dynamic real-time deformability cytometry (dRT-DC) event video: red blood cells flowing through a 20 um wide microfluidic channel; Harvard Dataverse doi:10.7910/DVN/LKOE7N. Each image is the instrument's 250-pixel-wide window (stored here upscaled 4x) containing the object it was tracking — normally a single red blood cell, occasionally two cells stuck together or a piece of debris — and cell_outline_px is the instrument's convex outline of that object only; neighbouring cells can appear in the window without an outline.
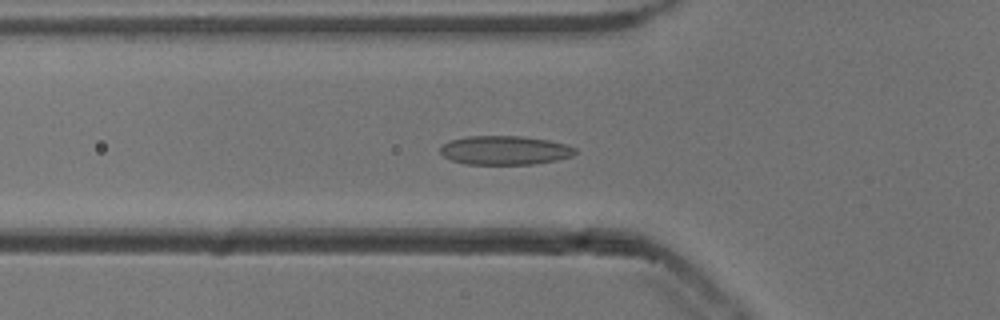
{"species": "common noctule bat (a hibernating species)", "species_latin": "Nyctalus noctula", "temperature_condition": "cold", "stored_images_in_passage": 53, "camera_frame_rate_fps": 3000, "um_per_image_px": 0.085, "animal": {"sex": "male", "body_mass_g": 13.3}, "frame": {"image": 1, "passage_image": 18, "time_ms": 5.667, "image_size_px": [1000, 320], "cell_outline_px": [[576, 152], [572, 156], [556, 160], [532, 164], [468, 164], [452, 160], [444, 156], [440, 152], [440, 148], [448, 140], [468, 136], [524, 136], [548, 140], [568, 144], [576, 148]], "centroid_in_image_um": [42.93, 12.76], "position_along_channel_um": 82.9, "area_um2": 22.77}}
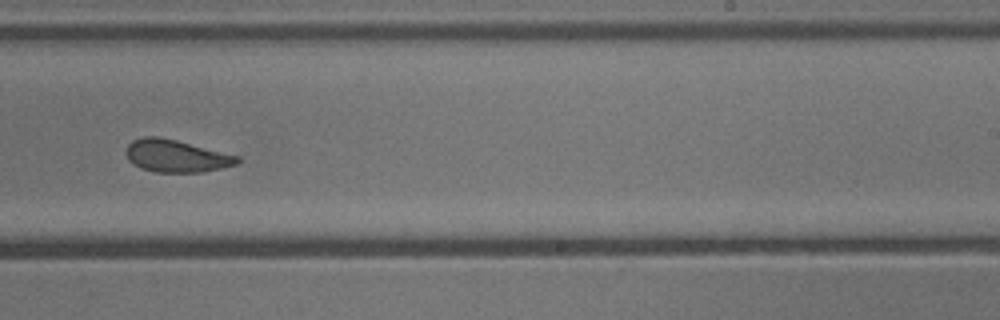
{"frame": {"image": 2, "passage_image": 33, "time_ms": 10.667, "image_size_px": [1000, 320], "cell_outline_px": [[240, 160], [236, 164], [224, 168], [200, 172], [156, 172], [140, 168], [132, 164], [128, 160], [128, 144], [132, 140], [144, 136], [156, 136], [176, 140], [240, 156]], "centroid_in_image_um": [14.99, 13.26], "position_along_channel_um": 274.0, "area_um2": 20.92}}
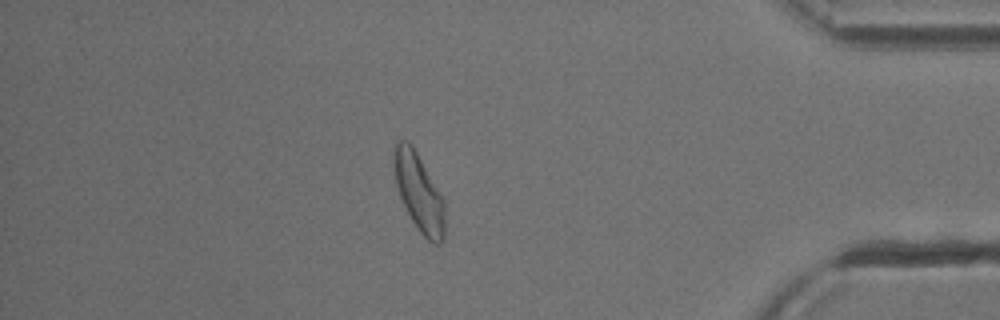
{"frame": {"image": 3, "passage_image": 46, "time_ms": 15.0, "image_size_px": [1000, 320], "cell_outline_px": [[444, 240], [440, 244], [432, 244], [420, 232], [412, 220], [400, 196], [396, 184], [392, 164], [392, 160], [396, 140], [404, 140], [412, 144], [444, 200]], "centroid_in_image_um": [35.59, 16.34], "position_along_channel_um": 399.6, "area_um2": 22.95}, "authors_computed_cell_mechanics": {"area_um2": 22.4842, "velocity_mm_per_s": 3.8168, "shape_relaxation_time_tau1_ms": 6.0831, "shape_relaxation_time_tau2_ms": 2.0351, "deformation_change_tau1": 0.1459, "deformation_change_tau2": 0.0727}}